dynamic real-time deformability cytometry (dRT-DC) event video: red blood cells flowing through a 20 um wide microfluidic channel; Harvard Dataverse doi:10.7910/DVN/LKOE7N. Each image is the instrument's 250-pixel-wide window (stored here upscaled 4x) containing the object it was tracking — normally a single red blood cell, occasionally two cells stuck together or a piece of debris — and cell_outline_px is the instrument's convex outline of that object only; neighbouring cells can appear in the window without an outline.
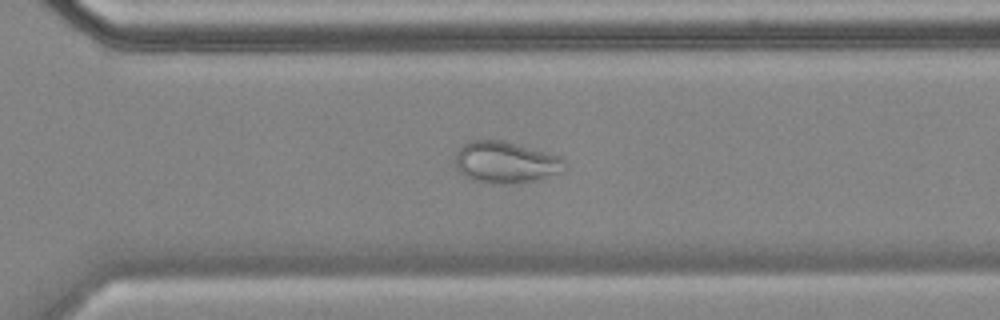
{"species": "common noctule bat (a hibernating species)", "species_latin": "Nyctalus noctula", "temperature_condition": "cold", "stored_images_in_passage": 41, "camera_frame_rate_fps": 3000, "um_per_image_px": 0.085, "animal": {"sex": "female", "body_mass_g": 18.4}, "frame": {"image": 1, "passage_image": 30, "time_ms": 9.667, "image_size_px": [1000, 320], "cell_outline_px": [[568, 168], [564, 172], [536, 180], [520, 184], [488, 184], [472, 180], [464, 176], [456, 168], [456, 152], [460, 144], [468, 140], [500, 140], [516, 144], [560, 156], [568, 164]], "centroid_in_image_um": [42.99, 13.82], "position_along_channel_um": 327.6, "area_um2": 27.17}, "authors_computed_cell_mechanics": {"area_um2": 29.8826, "velocity_mm_per_s": 3.4942, "shape_relaxation_time_tau1_ms": null, "shape_relaxation_time_tau2_ms": 3.46, "deformation_change_tau1": null, "deformation_change_tau2": 0.0712}}